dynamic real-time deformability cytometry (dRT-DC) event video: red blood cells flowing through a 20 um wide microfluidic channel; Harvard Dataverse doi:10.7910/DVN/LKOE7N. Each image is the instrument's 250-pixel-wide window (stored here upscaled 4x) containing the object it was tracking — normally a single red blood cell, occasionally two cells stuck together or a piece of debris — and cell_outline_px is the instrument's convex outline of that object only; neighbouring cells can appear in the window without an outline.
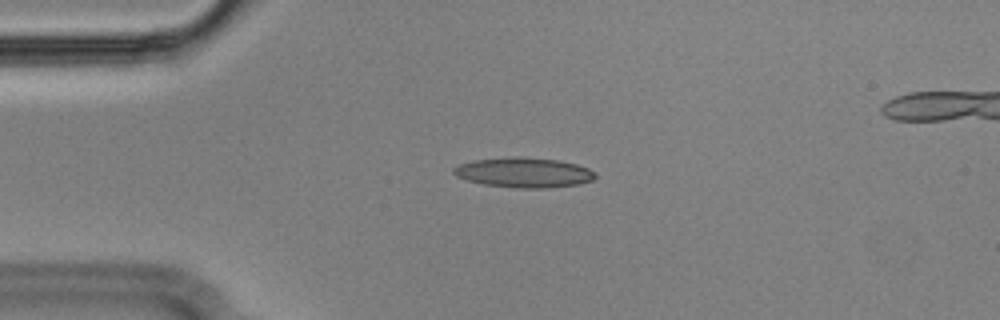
{"species": "Egyptian fruit bat (a non-hibernating species)", "species_latin": "Rousettus aegyptiacus", "temperature_condition": "cold", "stored_images_in_passage": 43, "camera_frame_rate_fps": 3000, "um_per_image_px": 0.085, "animal": {"sex": "male"}, "frame": {"image": 1, "passage_image": 1, "time_ms": 0.0, "image_size_px": [1000, 320], "cell_outline_px": [[596, 176], [592, 180], [580, 184], [548, 188], [516, 188], [484, 184], [468, 180], [456, 176], [452, 172], [452, 168], [460, 164], [472, 160], [516, 156], [556, 160], [576, 164], [588, 168], [596, 172]], "centroid_in_image_um": [44.53, 14.67], "position_along_channel_um": 40.5, "area_um2": 24.74}}
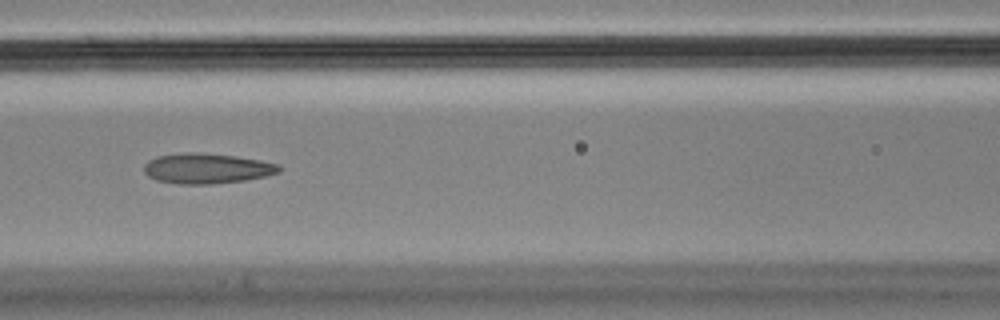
{"frame": {"image": 2, "passage_image": 12, "time_ms": 3.667, "image_size_px": [1000, 320], "cell_outline_px": [[280, 172], [268, 176], [244, 180], [212, 184], [180, 184], [156, 180], [148, 176], [144, 172], [144, 164], [148, 160], [156, 156], [184, 152], [196, 152], [236, 156], [260, 160], [280, 164]], "centroid_in_image_um": [17.58, 14.31], "position_along_channel_um": 149.0, "area_um2": 23.99}}
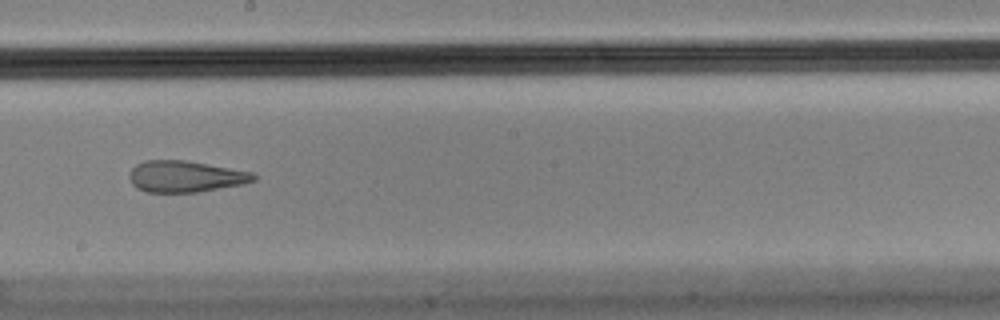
{"frame": {"image": 3, "passage_image": 19, "time_ms": 6.0, "image_size_px": [1000, 320], "cell_outline_px": [[256, 180], [244, 184], [196, 192], [144, 192], [136, 188], [132, 184], [128, 176], [132, 168], [136, 164], [144, 160], [184, 160], [208, 164], [252, 172], [256, 176]], "centroid_in_image_um": [15.73, 15.0], "position_along_channel_um": 232.5, "area_um2": 22.77}}